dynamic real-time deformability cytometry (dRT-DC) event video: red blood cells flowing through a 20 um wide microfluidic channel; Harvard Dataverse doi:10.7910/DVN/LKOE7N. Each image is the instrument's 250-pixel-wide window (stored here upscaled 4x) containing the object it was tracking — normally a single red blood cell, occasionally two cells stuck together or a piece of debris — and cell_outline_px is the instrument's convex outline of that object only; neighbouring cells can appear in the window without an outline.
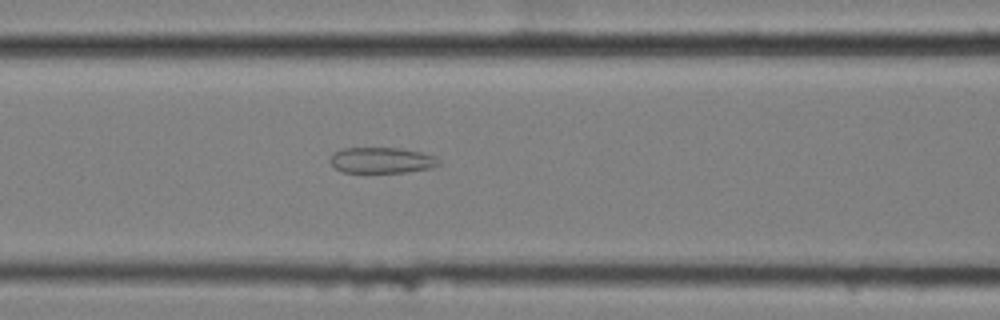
{"species": "common noctule bat (a hibernating species)", "species_latin": "Nyctalus noctula", "temperature_condition": "cold", "stored_images_in_passage": 42, "camera_frame_rate_fps": 3000, "um_per_image_px": 0.085, "animal": {"sex": "female", "body_mass_g": 25.1}, "frame": {"image": 1, "passage_image": 12, "time_ms": 3.667, "image_size_px": [1000, 320], "cell_outline_px": [[440, 164], [432, 168], [404, 172], [344, 172], [336, 168], [328, 160], [336, 152], [344, 148], [400, 148], [420, 152], [436, 156]], "centroid_in_image_um": [32.47, 13.62], "position_along_channel_um": 134.1, "area_um2": 16.18}}
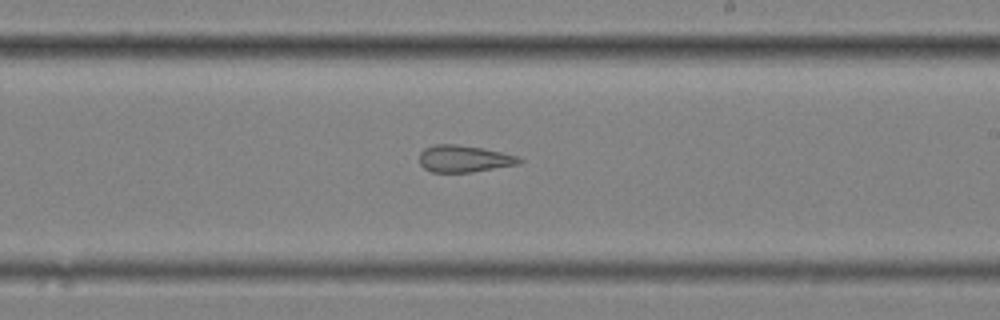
{"frame": {"image": 2, "passage_image": 22, "time_ms": 7.0, "image_size_px": [1000, 320], "cell_outline_px": [[524, 160], [520, 164], [472, 172], [432, 172], [424, 168], [420, 164], [420, 152], [424, 148], [432, 144], [456, 144], [484, 148], [516, 156]], "centroid_in_image_um": [39.43, 13.49], "position_along_channel_um": 249.6, "area_um2": 15.72}}
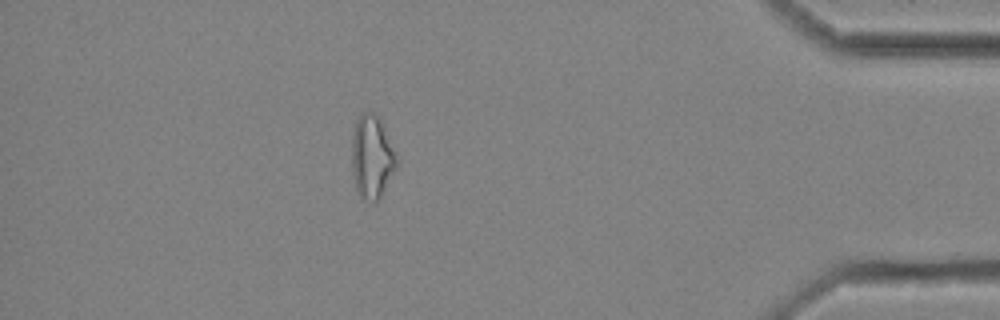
{"frame": {"image": 3, "passage_image": 39, "time_ms": 12.667, "image_size_px": [1000, 320], "cell_outline_px": [[396, 168], [380, 196], [372, 204], [360, 196], [356, 188], [352, 172], [352, 136], [356, 120], [360, 112], [376, 112], [380, 116], [396, 156]], "centroid_in_image_um": [31.59, 13.29], "position_along_channel_um": 403.6, "area_um2": 21.68}}